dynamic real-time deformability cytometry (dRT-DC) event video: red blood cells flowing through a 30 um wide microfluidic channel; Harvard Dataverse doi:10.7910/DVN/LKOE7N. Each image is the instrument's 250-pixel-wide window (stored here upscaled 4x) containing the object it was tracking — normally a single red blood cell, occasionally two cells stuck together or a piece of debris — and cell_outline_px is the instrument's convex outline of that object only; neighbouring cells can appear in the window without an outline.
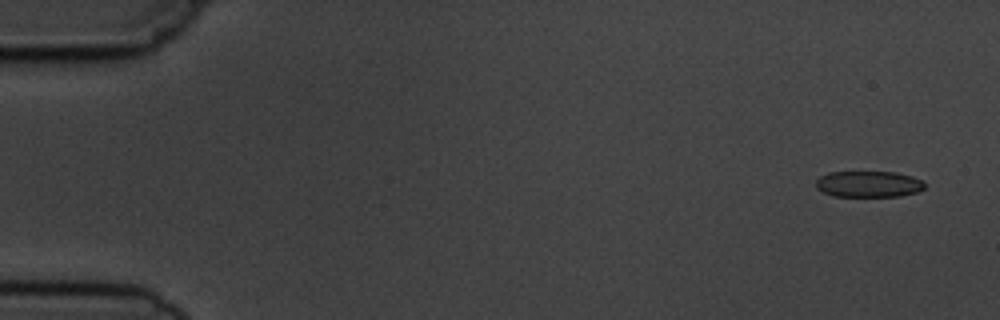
{"species": "common noctule bat (a hibernating species)", "species_latin": "Nyctalus noctula", "temperature_condition": "cold", "stored_images_in_passage": 5, "camera_frame_rate_fps": 3000, "um_per_image_px": 0.085, "animal": {"sex": "male", "body_mass_g": 19.5, "forearm_length_mm": 54.6}, "frame": {"image": 1, "passage_image": 1, "time_ms": 0.0, "image_size_px": [1000, 320], "cell_outline_px": [[924, 188], [916, 192], [900, 196], [832, 196], [816, 188], [816, 180], [820, 176], [828, 172], [896, 172], [912, 176], [924, 180]], "centroid_in_image_um": [73.83, 15.64], "position_along_channel_um": 11.2, "area_um2": 16.65}}
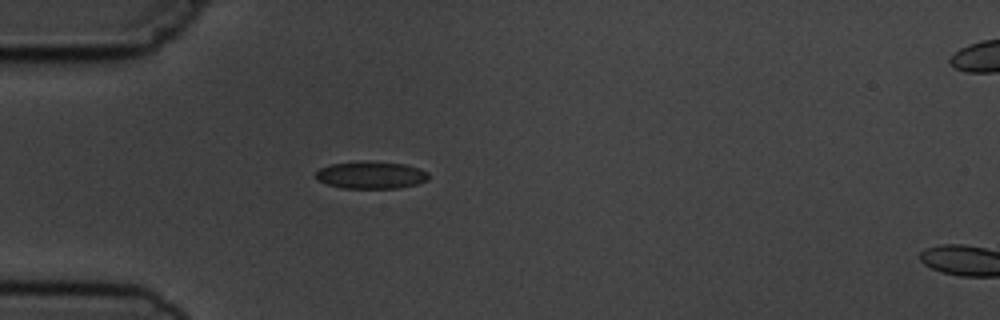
{"frame": {"image": 2, "passage_image": 4, "time_ms": 4.333, "image_size_px": [1000, 320], "cell_outline_px": [[428, 180], [416, 184], [396, 188], [344, 188], [328, 184], [316, 180], [316, 172], [320, 168], [332, 164], [404, 164], [420, 168], [428, 172]], "centroid_in_image_um": [31.56, 14.93], "position_along_channel_um": 53.4, "area_um2": 16.94}}